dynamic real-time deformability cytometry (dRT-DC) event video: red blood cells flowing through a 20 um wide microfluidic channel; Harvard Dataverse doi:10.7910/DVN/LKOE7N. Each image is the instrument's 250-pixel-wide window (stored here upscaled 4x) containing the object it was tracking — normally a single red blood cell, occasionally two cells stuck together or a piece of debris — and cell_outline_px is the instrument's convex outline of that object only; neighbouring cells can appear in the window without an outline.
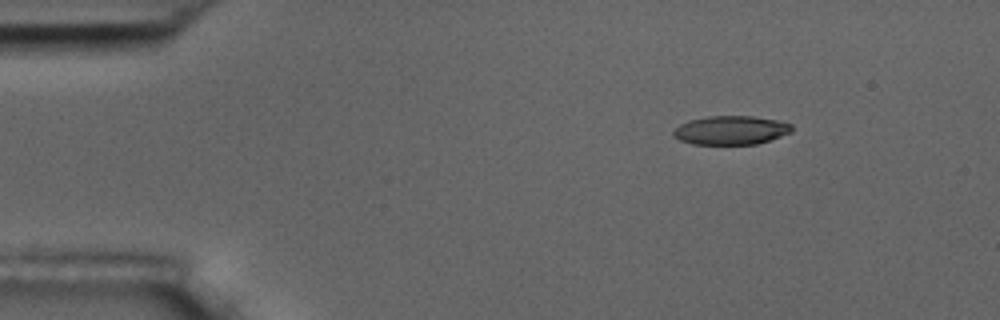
{"species": "common noctule bat (a hibernating species)", "species_latin": "Nyctalus noctula", "temperature_condition": "room temperature", "stored_images_in_passage": 3, "camera_frame_rate_fps": 3000, "um_per_image_px": 0.085, "animal": {"sex": "male", "body_mass_g": 17.5, "forearm_length_mm": 52.3}, "frame": {"image": 1, "passage_image": 1, "time_ms": 0.0, "image_size_px": [1000, 320], "cell_outline_px": [[792, 132], [756, 144], [692, 144], [680, 140], [672, 136], [672, 132], [680, 124], [688, 120], [708, 116], [752, 116], [776, 120], [792, 124]], "centroid_in_image_um": [62.09, 11.06], "position_along_channel_um": 22.9, "area_um2": 19.83}}